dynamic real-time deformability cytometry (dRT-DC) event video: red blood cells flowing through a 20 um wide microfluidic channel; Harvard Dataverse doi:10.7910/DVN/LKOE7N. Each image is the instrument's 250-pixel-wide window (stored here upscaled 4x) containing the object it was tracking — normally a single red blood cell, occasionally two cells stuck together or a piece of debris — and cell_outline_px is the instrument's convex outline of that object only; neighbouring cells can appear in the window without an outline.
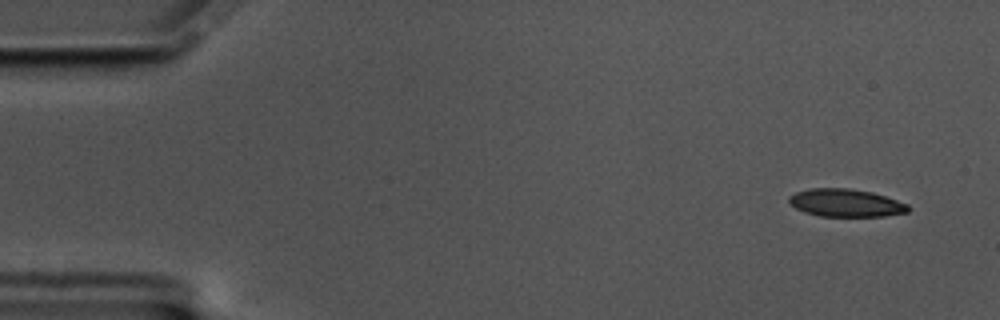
{"species": "common noctule bat (a hibernating species)", "species_latin": "Nyctalus noctula", "temperature_condition": "cold", "stored_images_in_passage": 9, "camera_frame_rate_fps": 3000, "um_per_image_px": 0.085, "animal": {"sex": "male", "body_mass_g": 17.5, "forearm_length_mm": 52.3}, "frame": {"image": 1, "passage_image": 1, "time_ms": 0.0, "image_size_px": [1000, 320], "cell_outline_px": [[908, 212], [884, 216], [820, 216], [804, 212], [796, 208], [788, 200], [788, 196], [796, 192], [812, 188], [848, 188], [872, 192], [908, 204]], "centroid_in_image_um": [71.87, 17.24], "position_along_channel_um": 13.1, "area_um2": 19.13}}